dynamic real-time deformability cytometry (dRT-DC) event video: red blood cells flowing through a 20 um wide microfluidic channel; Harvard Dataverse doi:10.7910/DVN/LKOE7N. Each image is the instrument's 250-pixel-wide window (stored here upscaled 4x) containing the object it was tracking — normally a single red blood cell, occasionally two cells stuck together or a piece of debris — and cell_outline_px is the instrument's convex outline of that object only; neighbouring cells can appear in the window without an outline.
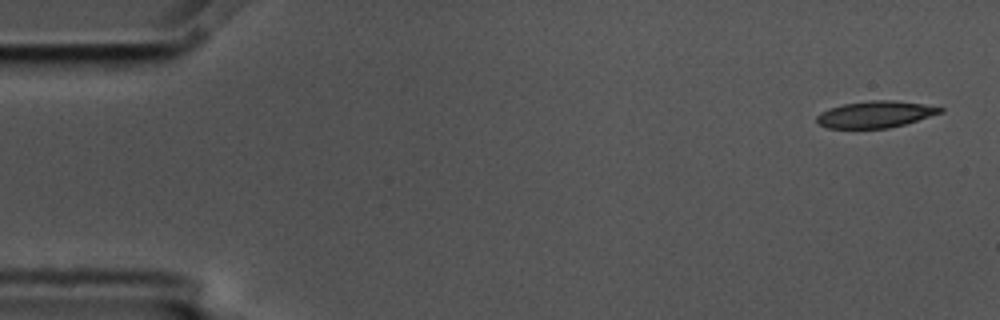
{"species": "common noctule bat (a hibernating species)", "species_latin": "Nyctalus noctula", "temperature_condition": "cold", "stored_images_in_passage": 4, "camera_frame_rate_fps": 3000, "um_per_image_px": 0.085, "animal": {"sex": "male", "body_mass_g": 17.5, "forearm_length_mm": 52.3}, "frame": {"image": 1, "passage_image": 1, "time_ms": 0.0, "image_size_px": [1000, 320], "cell_outline_px": [[944, 112], [904, 124], [888, 128], [828, 128], [820, 124], [816, 120], [816, 116], [820, 112], [828, 108], [844, 104], [872, 100], [896, 100], [924, 104], [944, 108]], "centroid_in_image_um": [74.41, 9.71], "position_along_channel_um": 10.6, "area_um2": 19.13}}
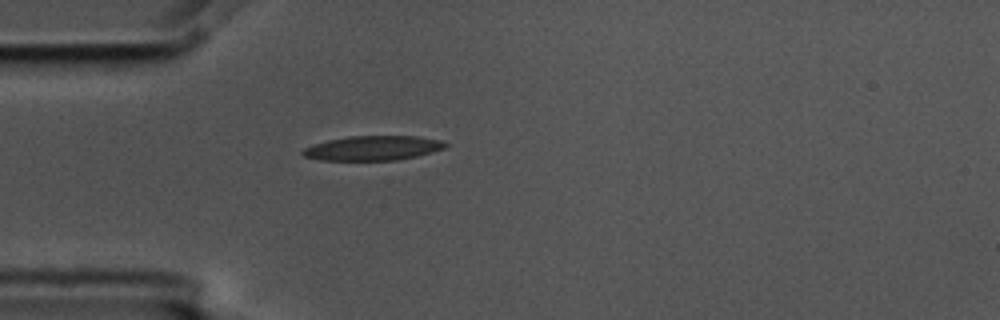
{"frame": {"image": 2, "passage_image": 4, "time_ms": 1.0, "image_size_px": [1000, 320], "cell_outline_px": [[448, 144], [444, 148], [432, 152], [416, 156], [396, 160], [320, 160], [304, 156], [300, 152], [304, 148], [312, 144], [328, 140], [348, 136], [416, 136], [440, 140]], "centroid_in_image_um": [31.66, 12.58], "position_along_channel_um": 53.3, "area_um2": 20.35}}